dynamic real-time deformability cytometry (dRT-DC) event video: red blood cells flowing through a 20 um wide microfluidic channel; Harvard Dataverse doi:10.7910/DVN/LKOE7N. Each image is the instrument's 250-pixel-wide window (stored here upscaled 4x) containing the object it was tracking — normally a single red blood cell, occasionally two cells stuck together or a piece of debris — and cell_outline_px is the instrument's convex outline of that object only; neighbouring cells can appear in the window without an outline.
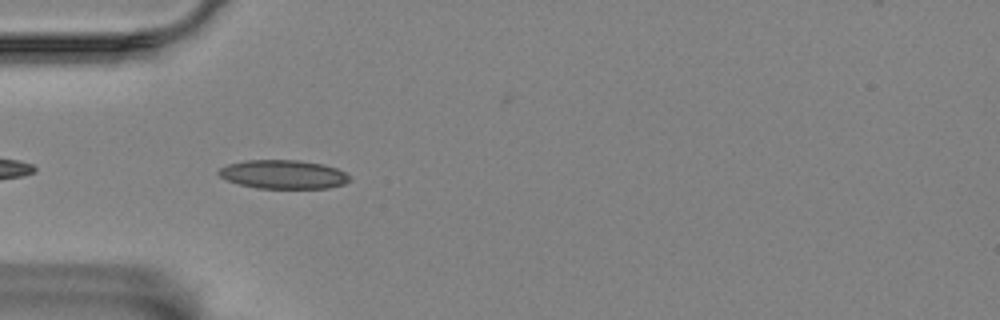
{"species": "Egyptian fruit bat (a non-hibernating species)", "species_latin": "Rousettus aegyptiacus", "temperature_condition": "room temperature", "stored_images_in_passage": 43, "camera_frame_rate_fps": 3000, "um_per_image_px": 0.085, "animal": {"sex": "female"}, "frame": {"image": 1, "passage_image": 3, "time_ms": 0.667, "image_size_px": [1000, 320], "cell_outline_px": [[352, 180], [344, 184], [328, 188], [256, 188], [240, 184], [228, 180], [220, 176], [216, 172], [220, 168], [228, 164], [248, 160], [300, 160], [324, 164], [336, 168], [344, 172]], "centroid_in_image_um": [24.1, 14.82], "position_along_channel_um": 60.9, "area_um2": 21.91}}
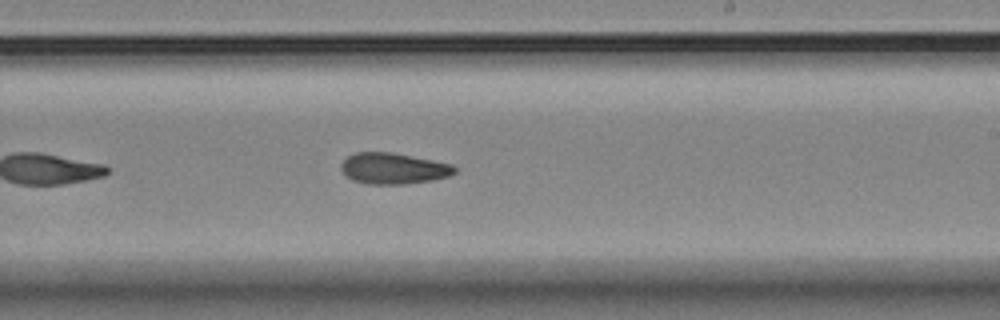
{"frame": {"image": 2, "passage_image": 20, "time_ms": 6.333, "image_size_px": [1000, 320], "cell_outline_px": [[456, 172], [448, 176], [432, 180], [400, 184], [368, 184], [352, 180], [340, 168], [344, 160], [348, 156], [356, 152], [392, 152], [452, 164], [456, 168]], "centroid_in_image_um": [33.44, 14.31], "position_along_channel_um": 255.6, "area_um2": 20.35}}
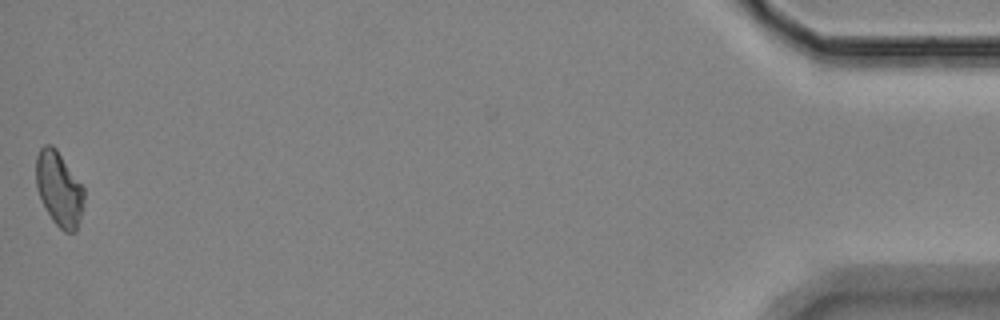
{"frame": {"image": 3, "passage_image": 43, "time_ms": 14.0, "image_size_px": [1000, 320], "cell_outline_px": [[84, 200], [80, 220], [76, 232], [64, 232], [52, 220], [40, 196], [36, 184], [36, 156], [40, 148], [44, 144], [52, 144], [56, 148], [84, 188]], "centroid_in_image_um": [5.03, 16.04], "position_along_channel_um": 430.2, "area_um2": 20.69}, "authors_computed_cell_mechanics": {"area_um2": 20.6346, "velocity_mm_per_s": 3.4615, "shape_relaxation_time_tau1_ms": null, "shape_relaxation_time_tau2_ms": 10.9901, "deformation_change_tau1": null, "deformation_change_tau2": 0.1726}}